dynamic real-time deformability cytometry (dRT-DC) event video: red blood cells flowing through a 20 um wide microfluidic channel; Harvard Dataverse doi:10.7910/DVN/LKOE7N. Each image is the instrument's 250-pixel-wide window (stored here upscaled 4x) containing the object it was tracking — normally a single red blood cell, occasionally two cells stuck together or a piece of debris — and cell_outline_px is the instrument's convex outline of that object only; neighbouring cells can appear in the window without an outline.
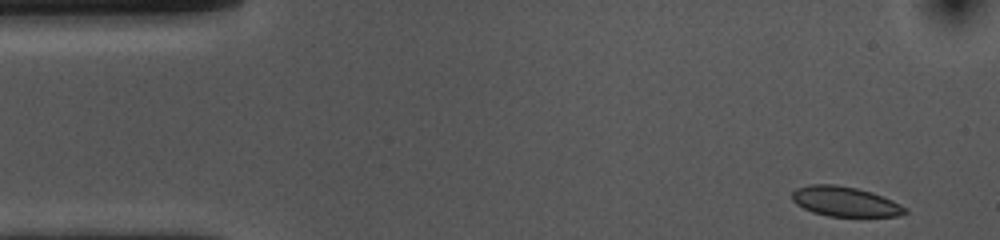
{"species": "common noctule bat (a hibernating species)", "species_latin": "Nyctalus noctula", "temperature_condition": "cold", "stored_images_in_passage": 48, "camera_frame_rate_fps": 3000, "um_per_image_px": 0.085, "animal": {"sex": "female", "body_mass_g": 10.0, "forearm_length_mm": 53.1}, "frame": {"image": 1, "passage_image": 1, "time_ms": 0.0, "image_size_px": [1000, 240], "cell_outline_px": [[908, 212], [900, 216], [828, 216], [812, 212], [796, 204], [792, 200], [792, 192], [796, 188], [808, 184], [836, 184], [856, 188], [872, 192], [892, 200], [908, 208]], "centroid_in_image_um": [71.83, 17.12], "position_along_channel_um": 13.2, "area_um2": 19.77}}
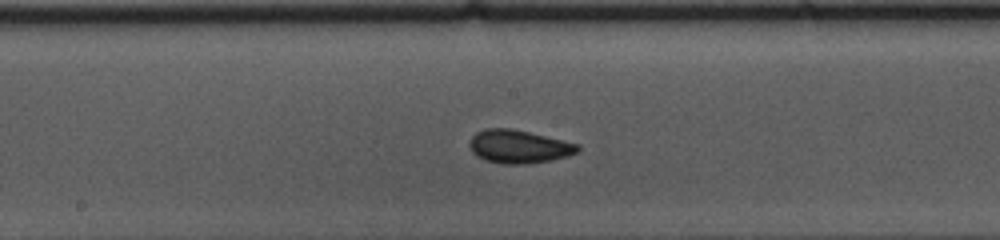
{"frame": {"image": 2, "passage_image": 24, "time_ms": 7.667, "image_size_px": [1000, 240], "cell_outline_px": [[580, 152], [568, 156], [552, 160], [528, 164], [504, 164], [488, 160], [476, 156], [472, 152], [468, 144], [472, 136], [476, 132], [484, 128], [512, 128], [580, 144]], "centroid_in_image_um": [44.12, 12.45], "position_along_channel_um": 204.1, "area_um2": 21.15}}
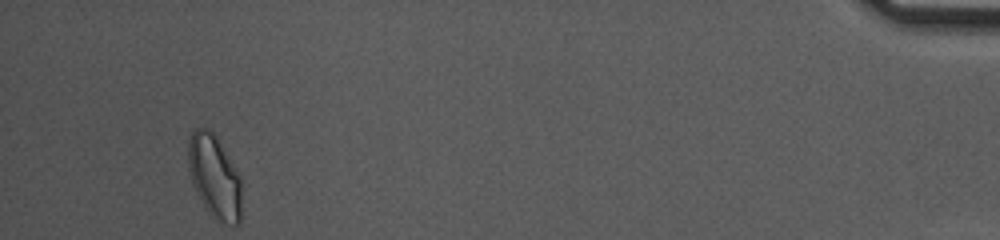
{"frame": {"image": 3, "passage_image": 48, "time_ms": 15.667, "image_size_px": [1000, 240], "cell_outline_px": [[240, 224], [224, 224], [212, 216], [204, 208], [192, 184], [188, 168], [188, 140], [192, 132], [196, 128], [208, 128], [216, 136], [240, 172]], "centroid_in_image_um": [18.22, 15.0], "position_along_channel_um": 417.0, "area_um2": 26.18}, "authors_computed_cell_mechanics": {"area_um2": 20.1144, "velocity_mm_per_s": 3.6382, "shape_relaxation_time_tau1_ms": 4.3978, "shape_relaxation_time_tau2_ms": 2.7897, "deformation_change_tau1": 0.0938, "deformation_change_tau2": 0.0681}}